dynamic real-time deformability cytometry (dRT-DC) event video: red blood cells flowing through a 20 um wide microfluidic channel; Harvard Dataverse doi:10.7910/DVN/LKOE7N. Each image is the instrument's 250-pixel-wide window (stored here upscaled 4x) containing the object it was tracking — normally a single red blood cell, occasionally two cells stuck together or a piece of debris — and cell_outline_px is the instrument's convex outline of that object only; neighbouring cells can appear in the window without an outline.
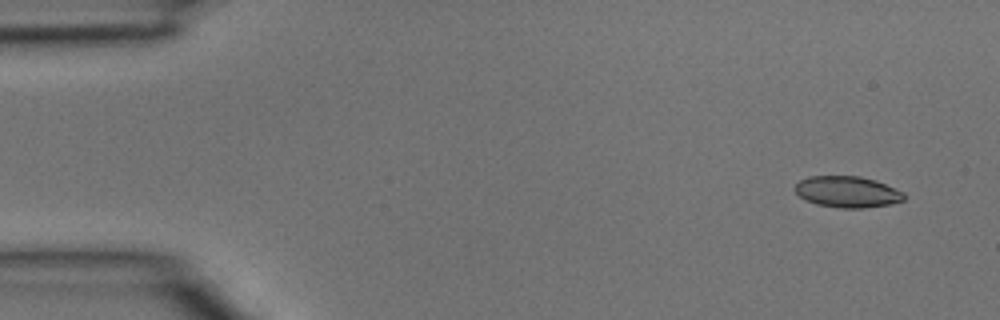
{"species": "common noctule bat (a hibernating species)", "species_latin": "Nyctalus noctula", "temperature_condition": "room temperature", "stored_images_in_passage": 3, "camera_frame_rate_fps": 3000, "um_per_image_px": 0.085, "animal": {"sex": "male", "body_mass_g": 15.6}, "frame": {"image": 1, "passage_image": 1, "time_ms": 0.0, "image_size_px": [1000, 320], "cell_outline_px": [[904, 200], [888, 204], [864, 208], [840, 208], [816, 204], [804, 200], [796, 192], [796, 184], [800, 180], [808, 176], [860, 176], [876, 180], [904, 192]], "centroid_in_image_um": [72.02, 16.3], "position_along_channel_um": 13.0, "area_um2": 19.83}}
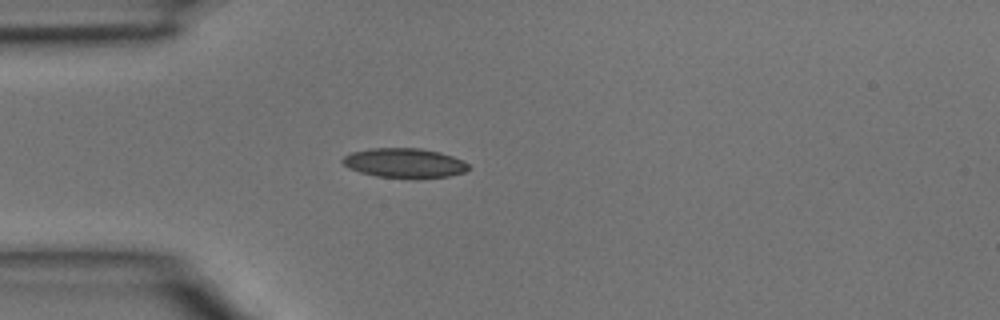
{"frame": {"image": 2, "passage_image": 3, "time_ms": 0.667, "image_size_px": [1000, 320], "cell_outline_px": [[468, 168], [464, 172], [448, 176], [416, 180], [376, 176], [360, 172], [348, 168], [340, 160], [344, 156], [352, 152], [368, 148], [420, 148], [440, 152], [452, 156], [468, 164]], "centroid_in_image_um": [34.35, 13.87], "position_along_channel_um": 50.7, "area_um2": 22.02}}